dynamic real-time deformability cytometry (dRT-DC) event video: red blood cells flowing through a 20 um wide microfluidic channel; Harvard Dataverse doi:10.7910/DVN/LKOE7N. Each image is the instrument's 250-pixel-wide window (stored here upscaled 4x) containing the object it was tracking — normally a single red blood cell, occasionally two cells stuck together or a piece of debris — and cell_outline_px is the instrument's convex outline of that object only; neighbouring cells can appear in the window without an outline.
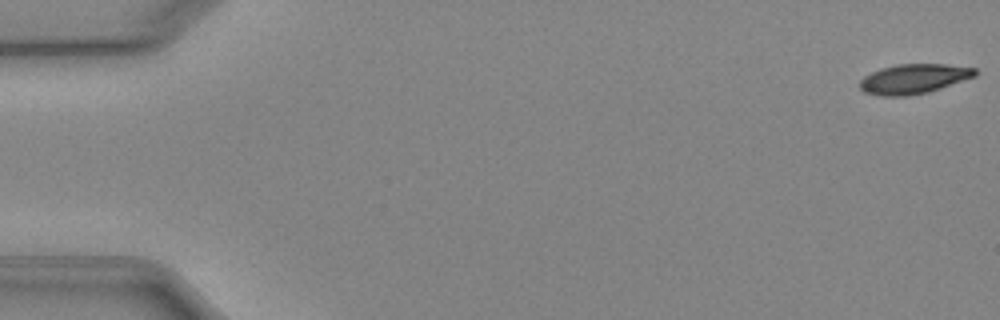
{"species": "Egyptian fruit bat (a non-hibernating species)", "species_latin": "Rousettus aegyptiacus", "temperature_condition": "cold", "stored_images_in_passage": 52, "camera_frame_rate_fps": 3000, "um_per_image_px": 0.085, "animal": {"sex": "female"}, "frame": {"image": 1, "passage_image": 1, "time_ms": 0.0, "image_size_px": [1000, 320], "cell_outline_px": [[976, 76], [928, 92], [908, 96], [880, 96], [864, 92], [860, 88], [860, 80], [864, 76], [880, 68], [896, 64], [944, 64], [976, 68]], "centroid_in_image_um": [77.64, 6.7], "position_along_channel_um": 7.4, "area_um2": 19.94}}
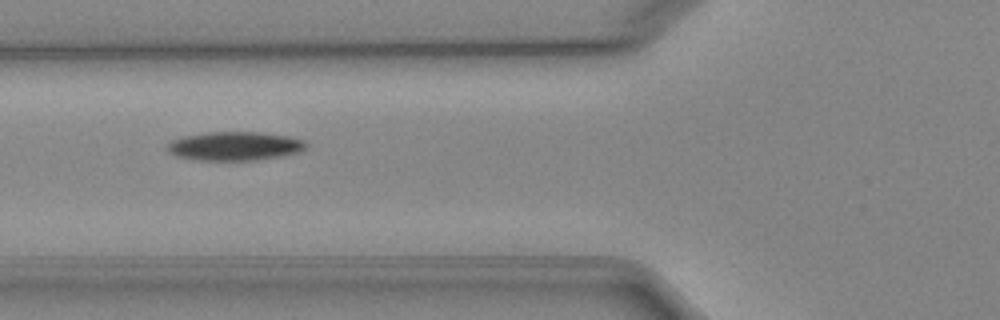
{"frame": {"image": 2, "passage_image": 20, "time_ms": 6.333, "image_size_px": [1000, 320], "cell_outline_px": [[308, 144], [300, 152], [280, 156], [256, 160], [200, 160], [176, 156], [168, 152], [164, 148], [172, 140], [184, 136], [208, 132], [260, 132], [288, 136], [304, 140]], "centroid_in_image_um": [19.94, 12.41], "position_along_channel_um": 105.9, "area_um2": 23.29}}
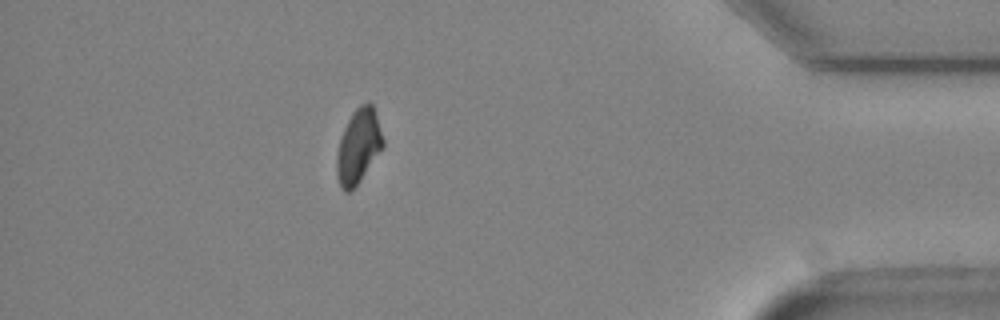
{"frame": {"image": 3, "passage_image": 46, "time_ms": 15.0, "image_size_px": [1000, 320], "cell_outline_px": [[384, 144], [360, 180], [348, 192], [344, 192], [340, 188], [336, 176], [336, 156], [340, 140], [344, 128], [352, 112], [360, 104], [368, 100], [372, 104], [384, 140]], "centroid_in_image_um": [30.43, 12.41], "position_along_channel_um": 404.8, "area_um2": 19.77}, "authors_computed_cell_mechanics": {"area_um2": 21.4727, "velocity_mm_per_s": 3.94, "shape_relaxation_time_tau1_ms": 3.5848, "shape_relaxation_time_tau2_ms": null, "deformation_change_tau1": 0.116, "deformation_change_tau2": null}}